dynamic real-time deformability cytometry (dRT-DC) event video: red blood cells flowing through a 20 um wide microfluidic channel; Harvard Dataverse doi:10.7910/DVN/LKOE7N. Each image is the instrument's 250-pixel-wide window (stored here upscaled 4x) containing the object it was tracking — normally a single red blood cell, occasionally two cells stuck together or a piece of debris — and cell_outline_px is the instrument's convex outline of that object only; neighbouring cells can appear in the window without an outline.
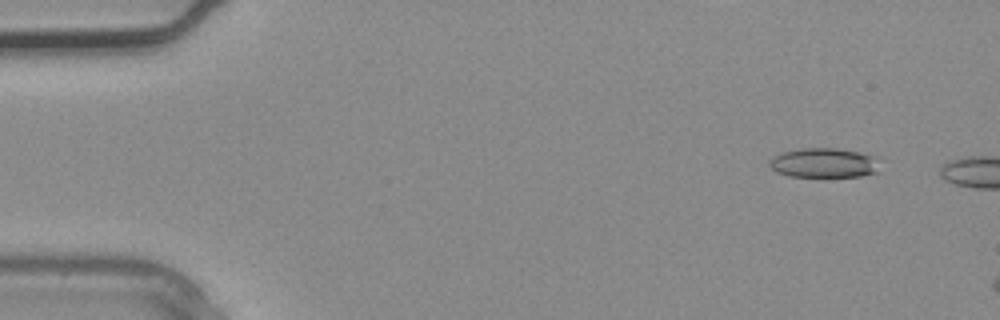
{"species": "common noctule bat (a hibernating species)", "species_latin": "Nyctalus noctula", "temperature_condition": "warm", "stored_images_in_passage": 2, "camera_frame_rate_fps": 3000, "um_per_image_px": 0.085, "animal": {"sex": "male", "body_mass_g": 20.4}, "frame": {"image": 1, "passage_image": 1, "time_ms": 0.0, "image_size_px": [1000, 320], "cell_outline_px": [[876, 172], [860, 176], [788, 176], [776, 172], [768, 164], [768, 160], [772, 156], [780, 152], [804, 148], [836, 148], [876, 156]], "centroid_in_image_um": [69.94, 13.83], "position_along_channel_um": 15.1, "area_um2": 18.84}}